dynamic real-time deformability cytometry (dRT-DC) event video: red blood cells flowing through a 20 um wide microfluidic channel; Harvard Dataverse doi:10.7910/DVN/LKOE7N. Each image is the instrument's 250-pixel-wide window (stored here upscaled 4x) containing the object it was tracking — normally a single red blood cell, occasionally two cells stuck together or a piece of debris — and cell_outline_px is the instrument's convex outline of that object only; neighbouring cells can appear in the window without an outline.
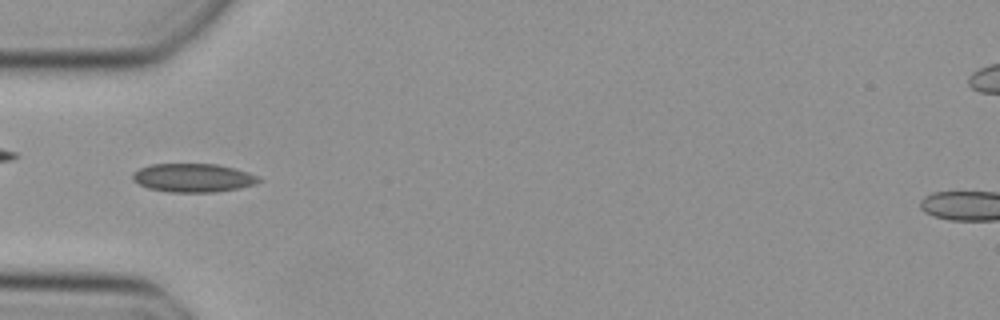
{"species": "Egyptian fruit bat (a non-hibernating species)", "species_latin": "Rousettus aegyptiacus", "temperature_condition": "cold", "stored_images_in_passage": 47, "camera_frame_rate_fps": 3000, "um_per_image_px": 0.085, "animal": {"sex": "female"}, "frame": {"image": 1, "passage_image": 14, "time_ms": 4.333, "image_size_px": [1000, 320], "cell_outline_px": [[260, 180], [256, 184], [240, 188], [216, 192], [168, 192], [148, 188], [132, 180], [132, 172], [148, 164], [216, 164], [248, 172], [256, 176]], "centroid_in_image_um": [16.37, 15.12], "position_along_channel_um": 68.6, "area_um2": 20.98}}
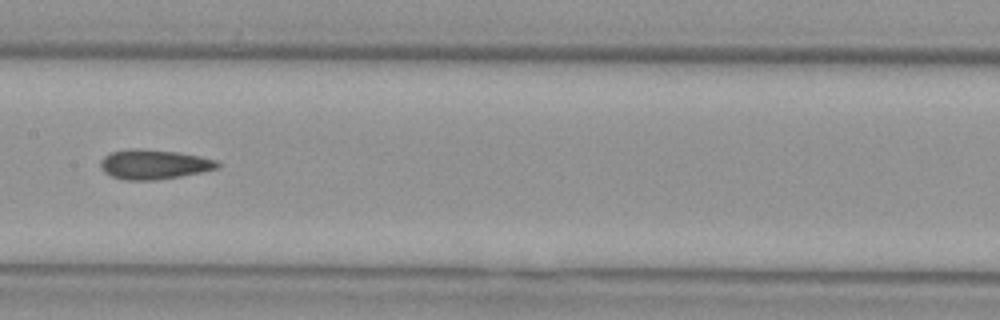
{"frame": {"image": 2, "passage_image": 23, "time_ms": 7.333, "image_size_px": [1000, 320], "cell_outline_px": [[220, 168], [180, 176], [152, 180], [124, 180], [112, 176], [104, 172], [100, 168], [100, 160], [104, 156], [112, 152], [136, 148], [176, 152], [200, 156], [216, 160], [220, 164]], "centroid_in_image_um": [13.07, 13.97], "position_along_channel_um": 194.3, "area_um2": 20.06}}
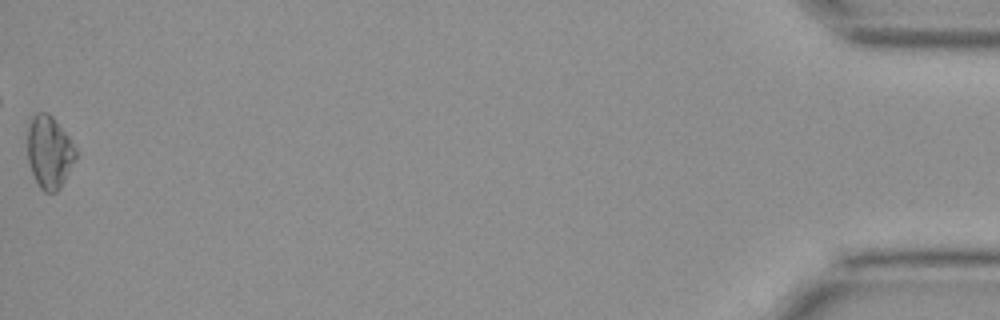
{"frame": {"image": 3, "passage_image": 47, "time_ms": 15.333, "image_size_px": [1000, 320], "cell_outline_px": [[76, 156], [60, 188], [56, 192], [44, 192], [40, 188], [32, 172], [28, 160], [28, 128], [32, 116], [36, 112], [48, 112], [56, 120], [68, 136], [76, 148]], "centroid_in_image_um": [4.18, 12.9], "position_along_channel_um": 431.0, "area_um2": 20.17}}